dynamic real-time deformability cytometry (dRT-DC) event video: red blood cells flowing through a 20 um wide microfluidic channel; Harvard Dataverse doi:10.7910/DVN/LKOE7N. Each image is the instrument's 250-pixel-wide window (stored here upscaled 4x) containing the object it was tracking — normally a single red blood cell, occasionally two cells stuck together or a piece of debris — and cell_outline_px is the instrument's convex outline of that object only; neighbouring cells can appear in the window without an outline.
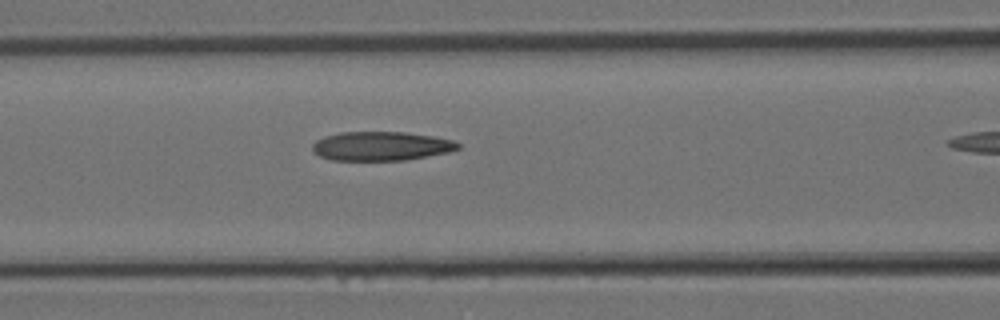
{"species": "Egyptian fruit bat (a non-hibernating species)", "species_latin": "Rousettus aegyptiacus", "temperature_condition": "room temperature", "stored_images_in_passage": 9, "camera_frame_rate_fps": 3000, "um_per_image_px": 0.085, "animal": {"sex": "female"}, "frame": {"image": 1, "passage_image": 8, "time_ms": 2.333, "image_size_px": [1000, 320], "cell_outline_px": [[460, 148], [448, 152], [408, 160], [332, 160], [320, 156], [312, 148], [312, 144], [316, 140], [324, 136], [340, 132], [404, 132], [432, 136], [452, 140], [460, 144]], "centroid_in_image_um": [32.39, 12.42], "position_along_channel_um": 134.2, "area_um2": 24.57}}